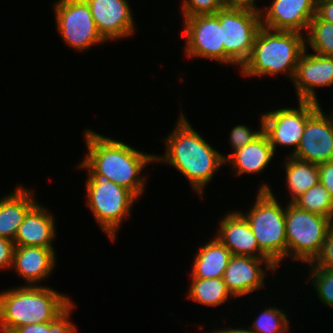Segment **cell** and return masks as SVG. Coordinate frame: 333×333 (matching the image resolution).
<instances>
[{"mask_svg": "<svg viewBox=\"0 0 333 333\" xmlns=\"http://www.w3.org/2000/svg\"><path fill=\"white\" fill-rule=\"evenodd\" d=\"M86 157L77 168L88 172L87 178H102L130 190L137 198L144 193L146 178L141 171L155 163V155L139 151L121 140L86 129ZM141 175V176H140Z\"/></svg>", "mask_w": 333, "mask_h": 333, "instance_id": "obj_1", "label": "cell"}, {"mask_svg": "<svg viewBox=\"0 0 333 333\" xmlns=\"http://www.w3.org/2000/svg\"><path fill=\"white\" fill-rule=\"evenodd\" d=\"M185 117L180 112L175 130L164 139L165 153L155 155V163L172 165L186 177L193 191L202 198L205 186L218 169L225 165V155L207 143Z\"/></svg>", "mask_w": 333, "mask_h": 333, "instance_id": "obj_2", "label": "cell"}, {"mask_svg": "<svg viewBox=\"0 0 333 333\" xmlns=\"http://www.w3.org/2000/svg\"><path fill=\"white\" fill-rule=\"evenodd\" d=\"M71 299L47 286H18L0 292V332L13 333L17 328L54 320Z\"/></svg>", "mask_w": 333, "mask_h": 333, "instance_id": "obj_3", "label": "cell"}, {"mask_svg": "<svg viewBox=\"0 0 333 333\" xmlns=\"http://www.w3.org/2000/svg\"><path fill=\"white\" fill-rule=\"evenodd\" d=\"M305 43L304 34L261 26L251 55L240 72L250 78L282 74L292 81L299 59L307 48Z\"/></svg>", "mask_w": 333, "mask_h": 333, "instance_id": "obj_4", "label": "cell"}, {"mask_svg": "<svg viewBox=\"0 0 333 333\" xmlns=\"http://www.w3.org/2000/svg\"><path fill=\"white\" fill-rule=\"evenodd\" d=\"M271 190L269 185L262 183L249 212H239L250 224L259 249L279 267V263L287 258L286 206H281Z\"/></svg>", "mask_w": 333, "mask_h": 333, "instance_id": "obj_5", "label": "cell"}, {"mask_svg": "<svg viewBox=\"0 0 333 333\" xmlns=\"http://www.w3.org/2000/svg\"><path fill=\"white\" fill-rule=\"evenodd\" d=\"M333 220L289 203L285 210L287 257L311 263L320 253Z\"/></svg>", "mask_w": 333, "mask_h": 333, "instance_id": "obj_6", "label": "cell"}, {"mask_svg": "<svg viewBox=\"0 0 333 333\" xmlns=\"http://www.w3.org/2000/svg\"><path fill=\"white\" fill-rule=\"evenodd\" d=\"M86 204L95 221L110 240L115 241L118 228L129 218L137 198L130 190L102 178H88L85 181Z\"/></svg>", "mask_w": 333, "mask_h": 333, "instance_id": "obj_7", "label": "cell"}, {"mask_svg": "<svg viewBox=\"0 0 333 333\" xmlns=\"http://www.w3.org/2000/svg\"><path fill=\"white\" fill-rule=\"evenodd\" d=\"M222 28L224 64L240 68L249 59L256 35L262 26L260 12L221 8L216 12Z\"/></svg>", "mask_w": 333, "mask_h": 333, "instance_id": "obj_8", "label": "cell"}, {"mask_svg": "<svg viewBox=\"0 0 333 333\" xmlns=\"http://www.w3.org/2000/svg\"><path fill=\"white\" fill-rule=\"evenodd\" d=\"M55 20L61 38L80 52L106 41L98 32L86 0L54 2Z\"/></svg>", "mask_w": 333, "mask_h": 333, "instance_id": "obj_9", "label": "cell"}, {"mask_svg": "<svg viewBox=\"0 0 333 333\" xmlns=\"http://www.w3.org/2000/svg\"><path fill=\"white\" fill-rule=\"evenodd\" d=\"M298 108H280L262 114L263 132L276 152L277 145L293 146L292 155L300 143L307 120L320 108L314 101L298 100Z\"/></svg>", "mask_w": 333, "mask_h": 333, "instance_id": "obj_10", "label": "cell"}, {"mask_svg": "<svg viewBox=\"0 0 333 333\" xmlns=\"http://www.w3.org/2000/svg\"><path fill=\"white\" fill-rule=\"evenodd\" d=\"M183 22L185 56L214 60L224 65L222 28L217 14L192 16L184 18Z\"/></svg>", "mask_w": 333, "mask_h": 333, "instance_id": "obj_11", "label": "cell"}, {"mask_svg": "<svg viewBox=\"0 0 333 333\" xmlns=\"http://www.w3.org/2000/svg\"><path fill=\"white\" fill-rule=\"evenodd\" d=\"M320 107L305 125L297 150L291 155L315 165L333 161V112Z\"/></svg>", "mask_w": 333, "mask_h": 333, "instance_id": "obj_12", "label": "cell"}, {"mask_svg": "<svg viewBox=\"0 0 333 333\" xmlns=\"http://www.w3.org/2000/svg\"><path fill=\"white\" fill-rule=\"evenodd\" d=\"M277 268L269 258L232 255L223 280L233 298L241 297L264 288L266 271L275 273Z\"/></svg>", "mask_w": 333, "mask_h": 333, "instance_id": "obj_13", "label": "cell"}, {"mask_svg": "<svg viewBox=\"0 0 333 333\" xmlns=\"http://www.w3.org/2000/svg\"><path fill=\"white\" fill-rule=\"evenodd\" d=\"M316 6L317 0H272L268 8L261 9L262 26L304 34L316 15Z\"/></svg>", "mask_w": 333, "mask_h": 333, "instance_id": "obj_14", "label": "cell"}, {"mask_svg": "<svg viewBox=\"0 0 333 333\" xmlns=\"http://www.w3.org/2000/svg\"><path fill=\"white\" fill-rule=\"evenodd\" d=\"M96 28L107 42L126 38L135 32V22L127 0H86Z\"/></svg>", "mask_w": 333, "mask_h": 333, "instance_id": "obj_15", "label": "cell"}, {"mask_svg": "<svg viewBox=\"0 0 333 333\" xmlns=\"http://www.w3.org/2000/svg\"><path fill=\"white\" fill-rule=\"evenodd\" d=\"M298 100L319 103L316 87L333 85V57L309 54L301 55L292 80Z\"/></svg>", "mask_w": 333, "mask_h": 333, "instance_id": "obj_16", "label": "cell"}, {"mask_svg": "<svg viewBox=\"0 0 333 333\" xmlns=\"http://www.w3.org/2000/svg\"><path fill=\"white\" fill-rule=\"evenodd\" d=\"M214 236L232 253V255L268 258L260 249L250 224L239 212L228 213L220 220Z\"/></svg>", "mask_w": 333, "mask_h": 333, "instance_id": "obj_17", "label": "cell"}, {"mask_svg": "<svg viewBox=\"0 0 333 333\" xmlns=\"http://www.w3.org/2000/svg\"><path fill=\"white\" fill-rule=\"evenodd\" d=\"M55 254L54 248L15 246L12 269L27 282L25 286H38L55 268Z\"/></svg>", "mask_w": 333, "mask_h": 333, "instance_id": "obj_18", "label": "cell"}, {"mask_svg": "<svg viewBox=\"0 0 333 333\" xmlns=\"http://www.w3.org/2000/svg\"><path fill=\"white\" fill-rule=\"evenodd\" d=\"M52 213L38 202L25 215L14 238L15 246L54 248L56 224Z\"/></svg>", "mask_w": 333, "mask_h": 333, "instance_id": "obj_19", "label": "cell"}, {"mask_svg": "<svg viewBox=\"0 0 333 333\" xmlns=\"http://www.w3.org/2000/svg\"><path fill=\"white\" fill-rule=\"evenodd\" d=\"M274 154L267 135L262 132L243 148L225 156V164L229 163L232 169L236 170L234 175L237 176L245 173L258 174L268 167Z\"/></svg>", "mask_w": 333, "mask_h": 333, "instance_id": "obj_20", "label": "cell"}, {"mask_svg": "<svg viewBox=\"0 0 333 333\" xmlns=\"http://www.w3.org/2000/svg\"><path fill=\"white\" fill-rule=\"evenodd\" d=\"M34 195L20 185L0 199V237L14 241L25 215L38 202Z\"/></svg>", "mask_w": 333, "mask_h": 333, "instance_id": "obj_21", "label": "cell"}, {"mask_svg": "<svg viewBox=\"0 0 333 333\" xmlns=\"http://www.w3.org/2000/svg\"><path fill=\"white\" fill-rule=\"evenodd\" d=\"M191 278H223L232 253L214 236L195 254Z\"/></svg>", "mask_w": 333, "mask_h": 333, "instance_id": "obj_22", "label": "cell"}, {"mask_svg": "<svg viewBox=\"0 0 333 333\" xmlns=\"http://www.w3.org/2000/svg\"><path fill=\"white\" fill-rule=\"evenodd\" d=\"M282 162L285 165L286 185L290 193L289 203H293L303 193L319 183L318 165L297 159L291 155Z\"/></svg>", "mask_w": 333, "mask_h": 333, "instance_id": "obj_23", "label": "cell"}, {"mask_svg": "<svg viewBox=\"0 0 333 333\" xmlns=\"http://www.w3.org/2000/svg\"><path fill=\"white\" fill-rule=\"evenodd\" d=\"M188 298L206 306H220L232 299L223 278L197 279L191 278Z\"/></svg>", "mask_w": 333, "mask_h": 333, "instance_id": "obj_24", "label": "cell"}, {"mask_svg": "<svg viewBox=\"0 0 333 333\" xmlns=\"http://www.w3.org/2000/svg\"><path fill=\"white\" fill-rule=\"evenodd\" d=\"M305 33V44L311 46L314 54L333 57V23L315 15Z\"/></svg>", "mask_w": 333, "mask_h": 333, "instance_id": "obj_25", "label": "cell"}, {"mask_svg": "<svg viewBox=\"0 0 333 333\" xmlns=\"http://www.w3.org/2000/svg\"><path fill=\"white\" fill-rule=\"evenodd\" d=\"M293 204L299 209L333 220V201L327 189L320 182L298 197Z\"/></svg>", "mask_w": 333, "mask_h": 333, "instance_id": "obj_26", "label": "cell"}, {"mask_svg": "<svg viewBox=\"0 0 333 333\" xmlns=\"http://www.w3.org/2000/svg\"><path fill=\"white\" fill-rule=\"evenodd\" d=\"M288 316L281 308L267 307L249 327L256 333H289Z\"/></svg>", "mask_w": 333, "mask_h": 333, "instance_id": "obj_27", "label": "cell"}, {"mask_svg": "<svg viewBox=\"0 0 333 333\" xmlns=\"http://www.w3.org/2000/svg\"><path fill=\"white\" fill-rule=\"evenodd\" d=\"M75 308L72 302L54 320L46 323L24 325L17 328L13 333H76L77 326L70 321V314Z\"/></svg>", "mask_w": 333, "mask_h": 333, "instance_id": "obj_28", "label": "cell"}, {"mask_svg": "<svg viewBox=\"0 0 333 333\" xmlns=\"http://www.w3.org/2000/svg\"><path fill=\"white\" fill-rule=\"evenodd\" d=\"M309 281L315 288L318 299L325 306L333 308V269L310 267Z\"/></svg>", "mask_w": 333, "mask_h": 333, "instance_id": "obj_29", "label": "cell"}, {"mask_svg": "<svg viewBox=\"0 0 333 333\" xmlns=\"http://www.w3.org/2000/svg\"><path fill=\"white\" fill-rule=\"evenodd\" d=\"M181 8L184 19L197 15L216 14L223 6L221 0H183Z\"/></svg>", "mask_w": 333, "mask_h": 333, "instance_id": "obj_30", "label": "cell"}, {"mask_svg": "<svg viewBox=\"0 0 333 333\" xmlns=\"http://www.w3.org/2000/svg\"><path fill=\"white\" fill-rule=\"evenodd\" d=\"M260 129L256 131V129L253 131L246 125H237L234 128L231 129L230 132V144L231 149L236 151L237 149L243 148L247 144H249L251 141H253L256 137H258L263 132V119L262 115L260 117Z\"/></svg>", "mask_w": 333, "mask_h": 333, "instance_id": "obj_31", "label": "cell"}, {"mask_svg": "<svg viewBox=\"0 0 333 333\" xmlns=\"http://www.w3.org/2000/svg\"><path fill=\"white\" fill-rule=\"evenodd\" d=\"M308 265L317 268L333 269V224L328 230L320 253Z\"/></svg>", "mask_w": 333, "mask_h": 333, "instance_id": "obj_32", "label": "cell"}, {"mask_svg": "<svg viewBox=\"0 0 333 333\" xmlns=\"http://www.w3.org/2000/svg\"><path fill=\"white\" fill-rule=\"evenodd\" d=\"M14 248V241L0 237V269L12 268Z\"/></svg>", "mask_w": 333, "mask_h": 333, "instance_id": "obj_33", "label": "cell"}, {"mask_svg": "<svg viewBox=\"0 0 333 333\" xmlns=\"http://www.w3.org/2000/svg\"><path fill=\"white\" fill-rule=\"evenodd\" d=\"M319 181L327 189L333 201V161L318 165Z\"/></svg>", "mask_w": 333, "mask_h": 333, "instance_id": "obj_34", "label": "cell"}, {"mask_svg": "<svg viewBox=\"0 0 333 333\" xmlns=\"http://www.w3.org/2000/svg\"><path fill=\"white\" fill-rule=\"evenodd\" d=\"M316 15L323 21L333 23V0H317Z\"/></svg>", "mask_w": 333, "mask_h": 333, "instance_id": "obj_35", "label": "cell"}, {"mask_svg": "<svg viewBox=\"0 0 333 333\" xmlns=\"http://www.w3.org/2000/svg\"><path fill=\"white\" fill-rule=\"evenodd\" d=\"M221 3L223 8L246 9L261 12V8L255 5L256 0H221Z\"/></svg>", "mask_w": 333, "mask_h": 333, "instance_id": "obj_36", "label": "cell"}, {"mask_svg": "<svg viewBox=\"0 0 333 333\" xmlns=\"http://www.w3.org/2000/svg\"><path fill=\"white\" fill-rule=\"evenodd\" d=\"M208 333V332H207ZM209 333H256L255 331H253L249 326H248V329L246 328H235L233 329L232 327L231 328H222V329H219V330H214V332H209Z\"/></svg>", "mask_w": 333, "mask_h": 333, "instance_id": "obj_37", "label": "cell"}]
</instances>
